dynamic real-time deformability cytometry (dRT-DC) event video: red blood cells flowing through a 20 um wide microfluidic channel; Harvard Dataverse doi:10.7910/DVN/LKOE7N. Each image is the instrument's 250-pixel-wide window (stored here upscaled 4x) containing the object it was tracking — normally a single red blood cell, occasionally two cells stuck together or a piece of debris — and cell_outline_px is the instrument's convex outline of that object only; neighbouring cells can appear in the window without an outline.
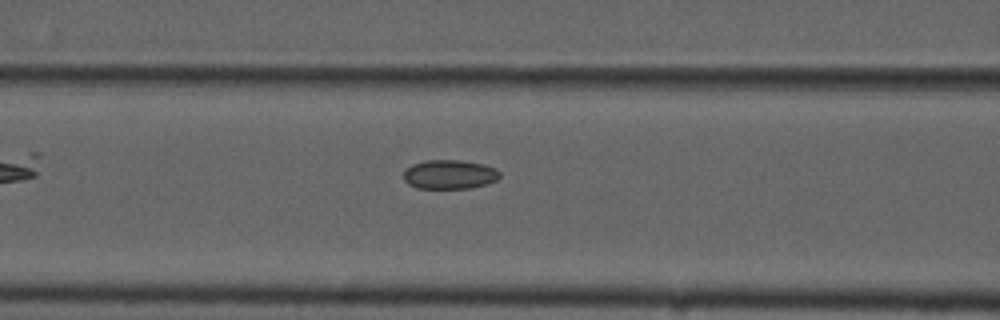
{"species": "common noctule bat (a hibernating species)", "species_latin": "Nyctalus noctula", "temperature_condition": "cold", "stored_images_in_passage": 7, "camera_frame_rate_fps": 3000, "um_per_image_px": 0.085, "animal": {"sex": "male", "forearm_length_mm": 52.5}, "frame": {"image": 1, "passage_image": 5, "time_ms": 1.333, "image_size_px": [1000, 320], "cell_outline_px": [[500, 176], [496, 180], [484, 184], [468, 188], [416, 188], [408, 184], [404, 180], [404, 172], [412, 164], [428, 160], [460, 160], [484, 164], [496, 168], [500, 172]], "centroid_in_image_um": [38.21, 14.82], "position_along_channel_um": 128.4, "area_um2": 16.24}}